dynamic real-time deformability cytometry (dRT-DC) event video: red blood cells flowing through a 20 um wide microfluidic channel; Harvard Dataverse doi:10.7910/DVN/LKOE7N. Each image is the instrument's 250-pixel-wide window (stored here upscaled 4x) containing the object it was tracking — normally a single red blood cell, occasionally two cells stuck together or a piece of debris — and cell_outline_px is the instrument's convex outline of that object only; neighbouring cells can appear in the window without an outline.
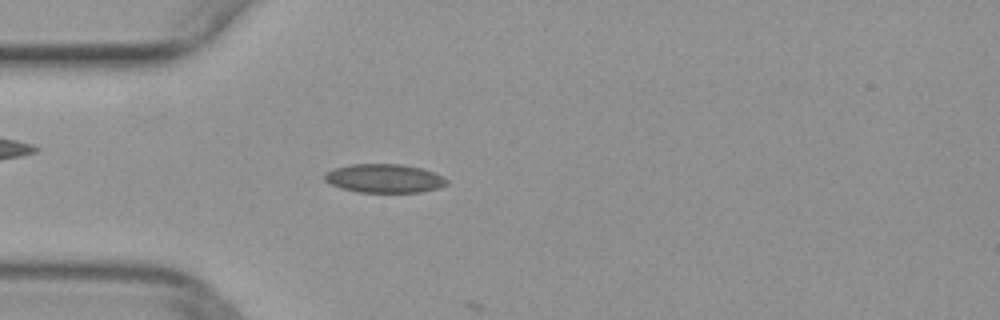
{"species": "common noctule bat (a hibernating species)", "species_latin": "Nyctalus noctula", "temperature_condition": "warm", "stored_images_in_passage": 11, "camera_frame_rate_fps": 3000, "um_per_image_px": 0.085, "animal": {"sex": "female", "body_mass_g": 29.2, "forearm_length_mm": 56.3}, "frame": {"image": 1, "passage_image": 10, "time_ms": 3.0, "image_size_px": [1000, 320], "cell_outline_px": [[448, 184], [436, 188], [420, 192], [360, 192], [340, 188], [328, 184], [324, 180], [324, 172], [332, 168], [352, 164], [404, 164], [420, 168], [444, 176], [448, 180]], "centroid_in_image_um": [32.61, 15.16], "position_along_channel_um": 52.4, "area_um2": 20.58}}